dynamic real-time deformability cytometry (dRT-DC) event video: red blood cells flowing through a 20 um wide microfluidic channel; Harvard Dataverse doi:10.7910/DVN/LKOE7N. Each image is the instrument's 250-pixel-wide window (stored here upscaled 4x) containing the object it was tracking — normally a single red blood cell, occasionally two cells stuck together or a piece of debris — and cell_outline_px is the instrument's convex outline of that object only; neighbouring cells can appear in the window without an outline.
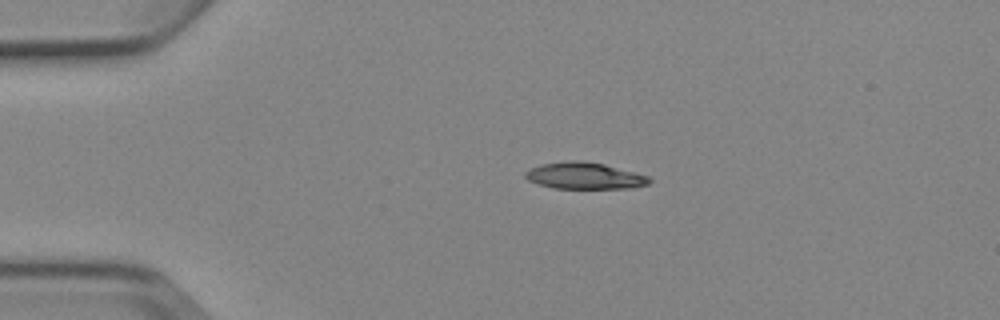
{"species": "Egyptian fruit bat (a non-hibernating species)", "species_latin": "Rousettus aegyptiacus", "temperature_condition": "cold", "stored_images_in_passage": 2, "camera_frame_rate_fps": 3000, "um_per_image_px": 0.085, "animal": {"sex": "female"}, "frame": {"image": 1, "passage_image": 1, "time_ms": 0.0, "image_size_px": [1000, 320], "cell_outline_px": [[652, 180], [648, 184], [632, 188], [552, 188], [536, 184], [528, 180], [524, 176], [524, 172], [528, 168], [540, 164], [568, 160], [584, 160], [604, 164], [648, 176]], "centroid_in_image_um": [49.62, 14.93], "position_along_channel_um": 35.4, "area_um2": 19.42}}